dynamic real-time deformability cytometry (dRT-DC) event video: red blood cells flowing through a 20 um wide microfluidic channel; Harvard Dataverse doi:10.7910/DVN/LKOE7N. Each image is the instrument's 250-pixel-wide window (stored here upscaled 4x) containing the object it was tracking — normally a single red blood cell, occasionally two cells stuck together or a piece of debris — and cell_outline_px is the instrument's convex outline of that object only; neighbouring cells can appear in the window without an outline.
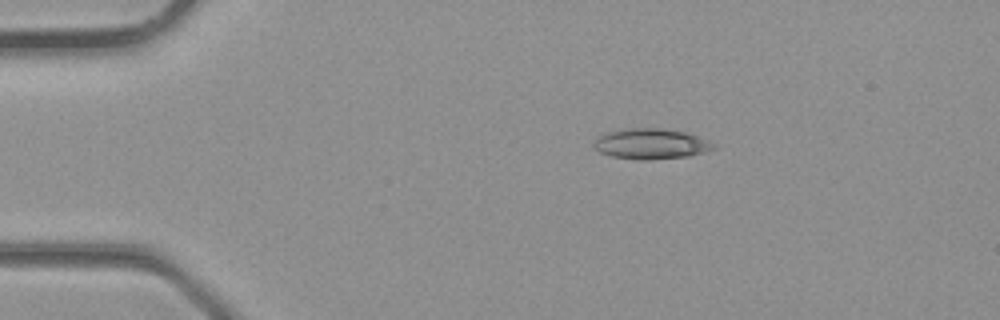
{"species": "common noctule bat (a hibernating species)", "species_latin": "Nyctalus noctula", "temperature_condition": "room temperature", "stored_images_in_passage": 3, "camera_frame_rate_fps": 3000, "um_per_image_px": 0.085, "animal": {"sex": "male", "body_mass_g": 23.1, "forearm_length_mm": 52.7}, "frame": {"image": 1, "passage_image": 2, "time_ms": 0.333, "image_size_px": [1000, 320], "cell_outline_px": [[716, 148], [704, 152], [688, 156], [648, 160], [640, 160], [612, 156], [600, 152], [592, 144], [604, 132], [624, 128], [664, 128], [684, 132], [708, 140], [716, 144]], "centroid_in_image_um": [55.33, 12.22], "position_along_channel_um": 29.7, "area_um2": 21.27}}